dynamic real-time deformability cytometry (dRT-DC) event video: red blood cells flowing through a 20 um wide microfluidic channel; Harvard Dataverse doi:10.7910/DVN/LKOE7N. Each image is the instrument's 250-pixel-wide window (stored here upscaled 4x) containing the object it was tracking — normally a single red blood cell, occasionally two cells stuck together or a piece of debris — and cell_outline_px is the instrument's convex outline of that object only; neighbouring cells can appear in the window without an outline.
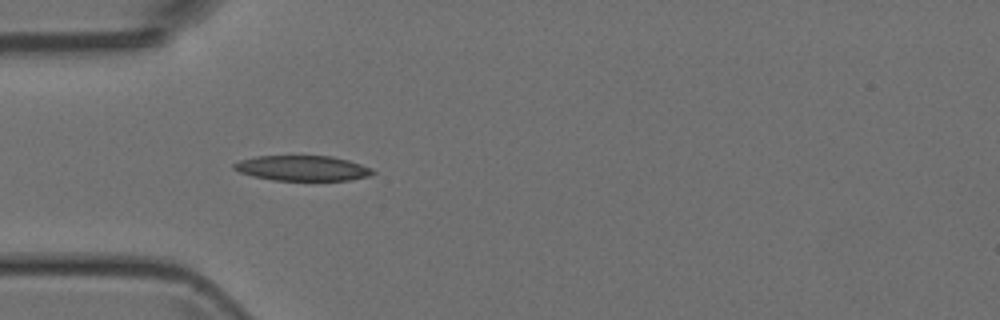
{"species": "Egyptian fruit bat (a non-hibernating species)", "species_latin": "Rousettus aegyptiacus", "temperature_condition": "room temperature", "stored_images_in_passage": 6, "camera_frame_rate_fps": 3000, "um_per_image_px": 0.085, "animal": {"sex": "female"}, "frame": {"image": 1, "passage_image": 4, "time_ms": 1.0, "image_size_px": [1000, 320], "cell_outline_px": [[376, 172], [368, 176], [348, 180], [272, 180], [252, 176], [240, 172], [232, 168], [232, 164], [240, 160], [256, 156], [332, 156], [348, 160], [372, 168]], "centroid_in_image_um": [25.68, 14.29], "position_along_channel_um": 59.3, "area_um2": 20.35}}